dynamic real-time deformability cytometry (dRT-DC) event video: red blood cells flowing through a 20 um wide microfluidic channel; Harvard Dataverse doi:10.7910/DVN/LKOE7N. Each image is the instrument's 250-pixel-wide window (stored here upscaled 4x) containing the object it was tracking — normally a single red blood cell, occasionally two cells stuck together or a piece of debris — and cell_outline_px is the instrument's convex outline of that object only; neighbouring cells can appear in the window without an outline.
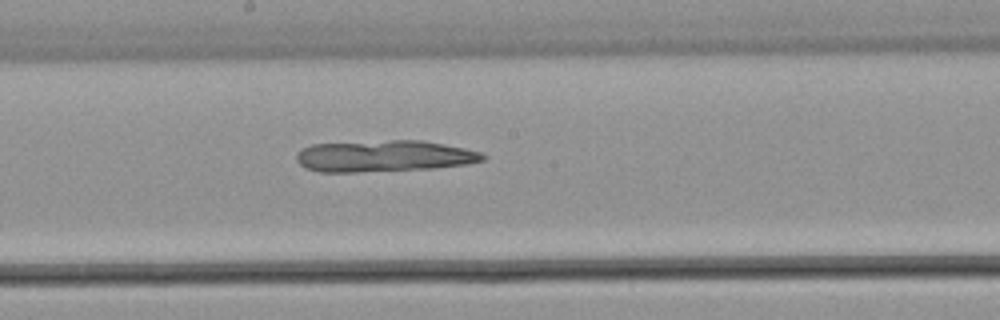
{"species": "common noctule bat (a hibernating species)", "species_latin": "Nyctalus noctula", "temperature_condition": "warm", "stored_images_in_passage": 38, "camera_frame_rate_fps": 3000, "um_per_image_px": 0.085, "animal": {"sex": "male", "body_mass_g": 21.5, "forearm_length_mm": 52.0}, "frame": {"image": 1, "passage_image": 18, "time_ms": 5.667, "image_size_px": [1000, 320], "cell_outline_px": [[488, 156], [484, 160], [468, 164], [432, 168], [356, 172], [320, 172], [304, 168], [296, 160], [296, 156], [300, 148], [312, 144], [392, 140], [420, 140], [444, 144], [464, 148], [480, 152]], "centroid_in_image_um": [32.62, 13.26], "position_along_channel_um": 215.6, "area_um2": 34.28}}
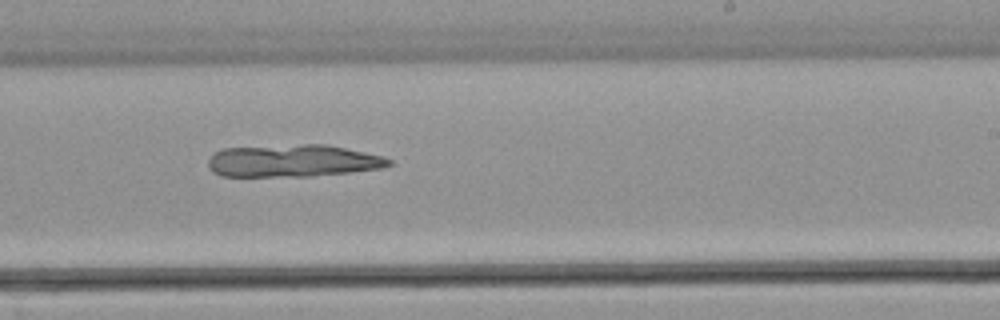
{"frame": {"image": 2, "passage_image": 21, "time_ms": 6.667, "image_size_px": [1000, 320], "cell_outline_px": [[392, 164], [384, 168], [348, 172], [308, 176], [220, 176], [212, 172], [208, 164], [208, 160], [212, 152], [224, 148], [304, 144], [328, 144], [384, 156], [392, 160]], "centroid_in_image_um": [24.89, 13.66], "position_along_channel_um": 264.1, "area_um2": 34.22}}
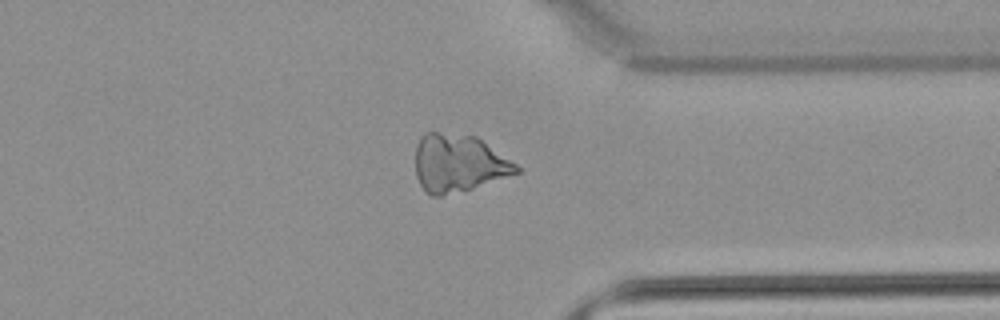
{"frame": {"image": 3, "passage_image": 28, "time_ms": 9.0, "image_size_px": [1000, 320], "cell_outline_px": [[520, 172], [472, 188], [440, 196], [432, 196], [424, 192], [416, 176], [416, 144], [420, 136], [424, 132], [440, 132], [476, 136], [516, 164], [520, 168]], "centroid_in_image_um": [38.93, 13.87], "position_along_channel_um": 372.5, "area_um2": 33.81}}